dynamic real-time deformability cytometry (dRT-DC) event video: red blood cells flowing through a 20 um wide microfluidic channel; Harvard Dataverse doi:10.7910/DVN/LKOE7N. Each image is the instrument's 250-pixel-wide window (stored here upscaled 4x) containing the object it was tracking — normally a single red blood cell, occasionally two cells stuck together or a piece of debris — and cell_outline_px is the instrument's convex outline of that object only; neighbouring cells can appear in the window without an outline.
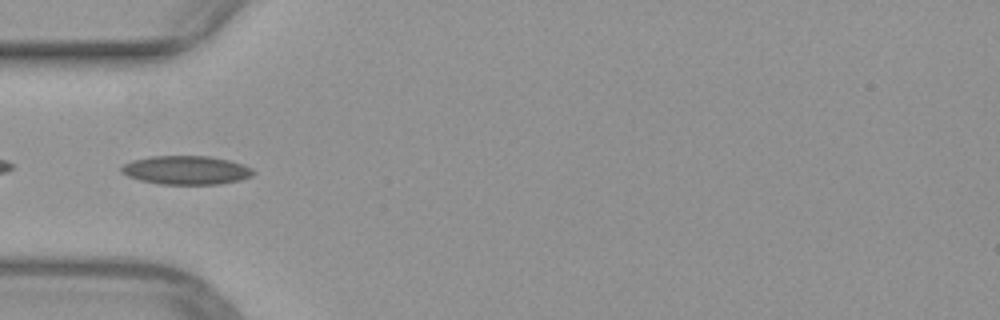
{"species": "common noctule bat (a hibernating species)", "species_latin": "Nyctalus noctula", "temperature_condition": "warm", "stored_images_in_passage": 49, "camera_frame_rate_fps": 3000, "um_per_image_px": 0.085, "animal": {"sex": "female", "body_mass_g": 29.2, "forearm_length_mm": 56.3}, "frame": {"image": 1, "passage_image": 15, "time_ms": 4.667, "image_size_px": [1000, 320], "cell_outline_px": [[256, 172], [252, 176], [240, 180], [220, 184], [156, 184], [140, 180], [128, 176], [120, 172], [120, 168], [124, 164], [132, 160], [152, 156], [208, 156], [228, 160], [244, 164], [252, 168]], "centroid_in_image_um": [15.83, 14.46], "position_along_channel_um": 69.2, "area_um2": 22.2}}
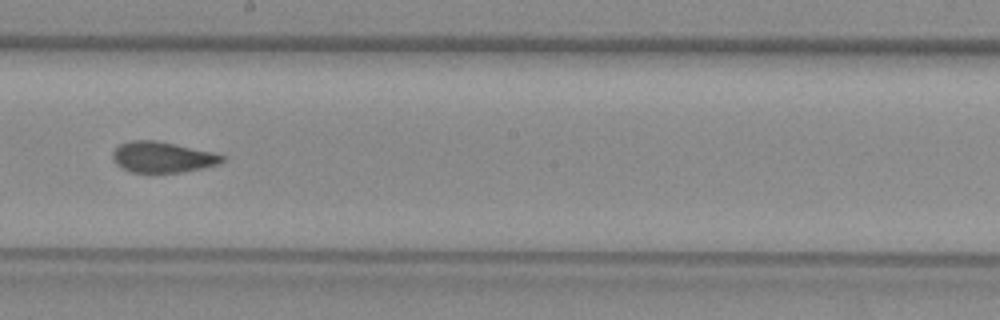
{"frame": {"image": 2, "passage_image": 27, "time_ms": 8.667, "image_size_px": [1000, 320], "cell_outline_px": [[224, 160], [216, 164], [200, 168], [180, 172], [128, 172], [116, 164], [112, 160], [112, 152], [120, 144], [128, 140], [156, 140], [212, 152], [224, 156]], "centroid_in_image_um": [13.73, 13.35], "position_along_channel_um": 234.5, "area_um2": 19.48}}
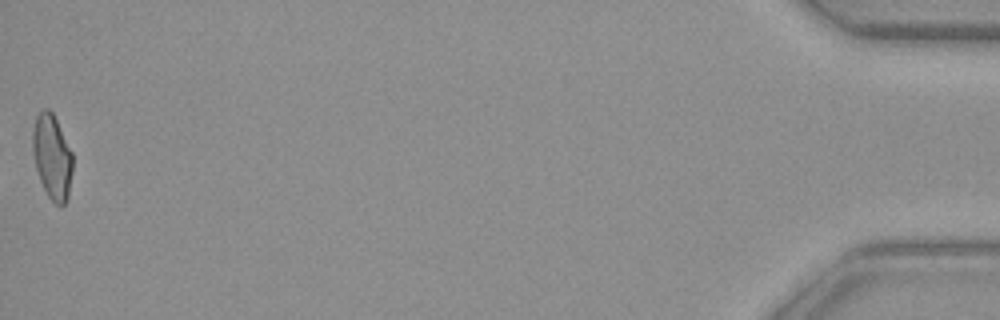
{"frame": {"image": 3, "passage_image": 49, "time_ms": 16.0, "image_size_px": [1000, 320], "cell_outline_px": [[72, 172], [68, 200], [60, 208], [48, 196], [40, 180], [36, 168], [32, 148], [32, 132], [36, 116], [44, 108], [48, 108], [52, 112], [72, 152]], "centroid_in_image_um": [4.43, 13.36], "position_along_channel_um": 430.8, "area_um2": 19.71}}